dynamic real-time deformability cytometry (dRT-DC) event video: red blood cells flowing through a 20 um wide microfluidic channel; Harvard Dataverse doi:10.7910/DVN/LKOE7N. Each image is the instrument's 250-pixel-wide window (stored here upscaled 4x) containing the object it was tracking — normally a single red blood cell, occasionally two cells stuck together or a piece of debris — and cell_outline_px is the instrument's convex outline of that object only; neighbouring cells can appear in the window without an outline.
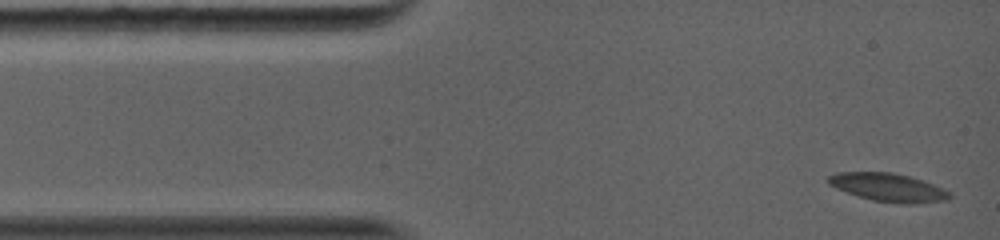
{"species": "common noctule bat (a hibernating species)", "species_latin": "Nyctalus noctula", "temperature_condition": "warm", "stored_images_in_passage": 31, "camera_frame_rate_fps": 5000, "um_per_image_px": 0.085, "animal": {"sex": "female", "body_mass_g": 19.0, "forearm_length_mm": 56.7}, "frame": {"image": 1, "passage_image": 1, "time_ms": 0.0, "image_size_px": [1000, 240], "cell_outline_px": [[952, 196], [940, 200], [908, 204], [904, 204], [872, 200], [848, 192], [828, 184], [828, 176], [836, 172], [888, 172], [908, 176], [932, 184], [952, 192]], "centroid_in_image_um": [75.47, 15.92], "position_along_channel_um": 9.5, "area_um2": 19.42}}
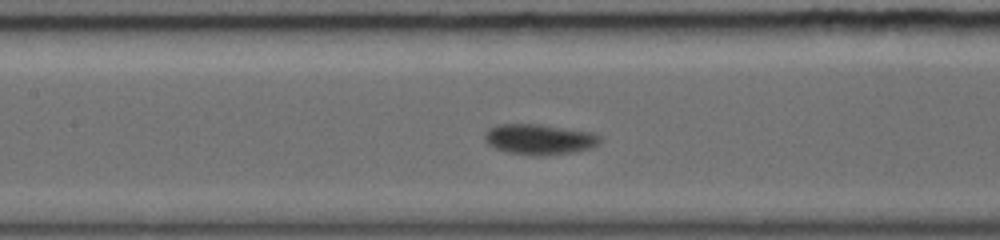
{"frame": {"image": 2, "passage_image": 14, "time_ms": 5.4, "image_size_px": [1000, 240], "cell_outline_px": [[600, 140], [592, 148], [576, 152], [540, 156], [532, 156], [508, 152], [492, 148], [484, 140], [484, 132], [488, 128], [500, 124], [540, 124], [592, 132], [600, 136]], "centroid_in_image_um": [45.81, 11.85], "position_along_channel_um": 161.6, "area_um2": 20.75}}
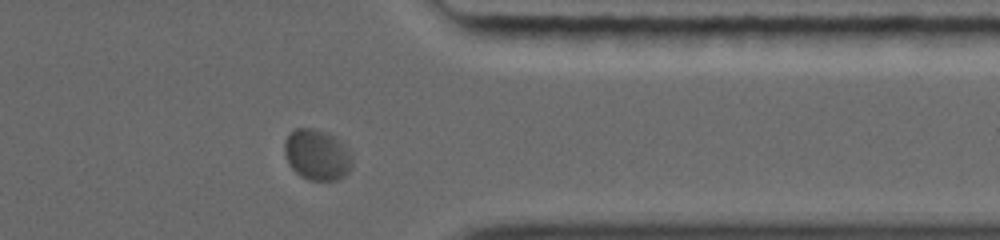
{"frame": {"image": 3, "passage_image": 27, "time_ms": 11.0, "image_size_px": [1000, 240], "cell_outline_px": [[352, 164], [348, 172], [344, 176], [336, 180], [308, 180], [300, 176], [288, 164], [284, 156], [284, 140], [288, 132], [292, 128], [312, 128], [336, 136], [340, 140], [348, 152]], "centroid_in_image_um": [26.88, 13.14], "position_along_channel_um": 384.5, "area_um2": 20.17}, "authors_computed_cell_mechanics": {"area_um2": 19.5942, "velocity_mm_per_s": 4.0579, "shape_relaxation_time_tau1_ms": 2.5006, "shape_relaxation_time_tau2_ms": null, "deformation_change_tau1": 0.1256, "deformation_change_tau2": null}}